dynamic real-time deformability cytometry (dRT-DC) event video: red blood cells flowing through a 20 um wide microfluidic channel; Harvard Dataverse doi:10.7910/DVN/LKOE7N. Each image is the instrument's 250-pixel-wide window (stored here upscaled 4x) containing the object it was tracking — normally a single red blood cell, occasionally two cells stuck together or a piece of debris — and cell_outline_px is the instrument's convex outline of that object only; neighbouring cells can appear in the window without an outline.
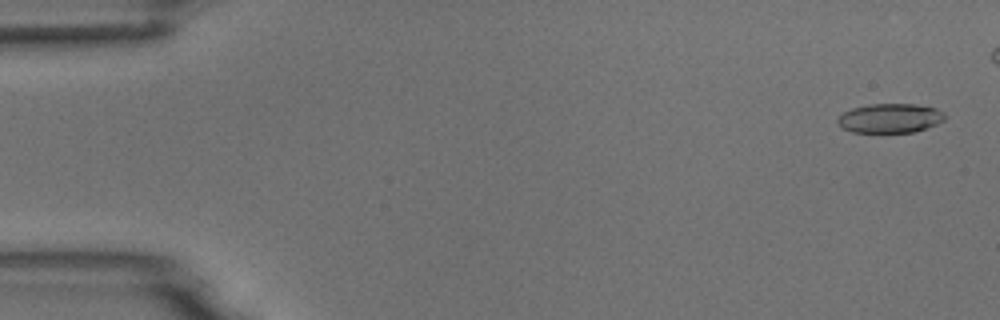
{"species": "common noctule bat (a hibernating species)", "species_latin": "Nyctalus noctula", "temperature_condition": "room temperature", "stored_images_in_passage": 3, "camera_frame_rate_fps": 3000, "um_per_image_px": 0.085, "animal": {"sex": "male", "body_mass_g": 18.8}, "frame": {"image": 1, "passage_image": 1, "time_ms": 0.0, "image_size_px": [1000, 320], "cell_outline_px": [[948, 116], [944, 120], [936, 124], [912, 132], [852, 132], [844, 128], [836, 120], [844, 112], [852, 108], [868, 104], [916, 104], [936, 108], [944, 112]], "centroid_in_image_um": [75.69, 10.03], "position_along_channel_um": 9.3, "area_um2": 18.21}}